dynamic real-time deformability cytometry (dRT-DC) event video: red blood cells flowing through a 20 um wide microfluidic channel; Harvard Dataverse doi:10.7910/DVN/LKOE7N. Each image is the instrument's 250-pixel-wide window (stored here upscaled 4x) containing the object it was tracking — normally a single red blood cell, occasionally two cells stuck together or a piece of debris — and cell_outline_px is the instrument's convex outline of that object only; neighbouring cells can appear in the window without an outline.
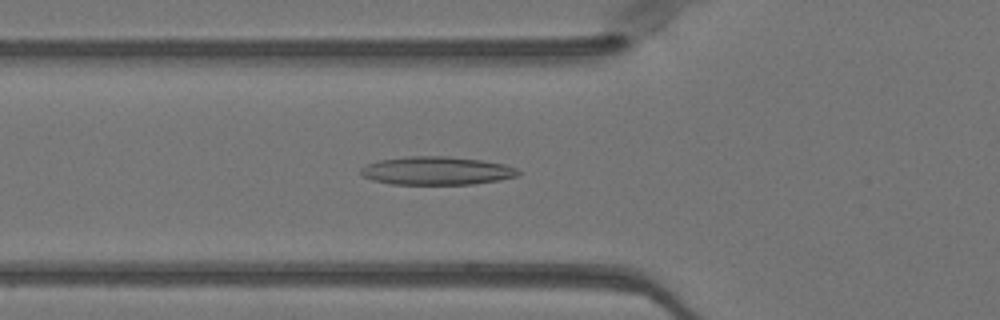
{"species": "Egyptian fruit bat (a non-hibernating species)", "species_latin": "Rousettus aegyptiacus", "temperature_condition": "warm", "stored_images_in_passage": 5, "camera_frame_rate_fps": 3000, "um_per_image_px": 0.085, "animal": {"sex": "female"}, "frame": {"image": 1, "passage_image": 2, "time_ms": 0.333, "image_size_px": [1000, 320], "cell_outline_px": [[520, 172], [516, 176], [500, 180], [472, 184], [392, 184], [372, 180], [364, 176], [360, 172], [360, 168], [364, 164], [380, 160], [408, 156], [448, 156], [480, 160], [504, 164], [516, 168]], "centroid_in_image_um": [37.08, 14.51], "position_along_channel_um": 88.7, "area_um2": 25.89}}
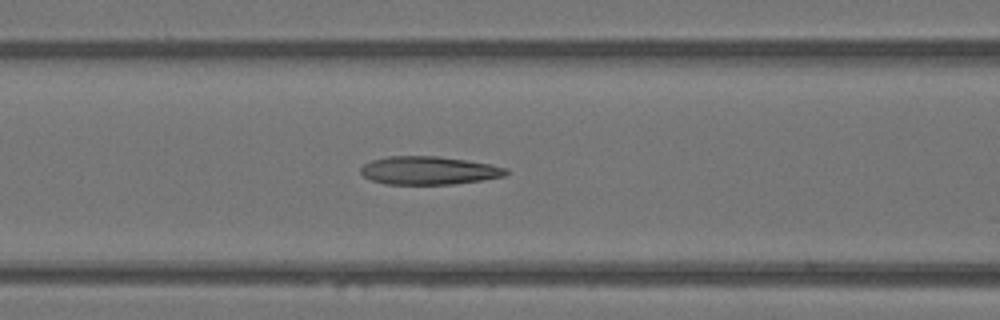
{"frame": {"image": 2, "passage_image": 5, "time_ms": 1.333, "image_size_px": [1000, 320], "cell_outline_px": [[508, 172], [504, 176], [480, 180], [452, 184], [384, 184], [372, 180], [364, 176], [360, 172], [360, 168], [364, 164], [372, 160], [388, 156], [436, 156], [492, 164], [508, 168]], "centroid_in_image_um": [36.44, 14.49], "position_along_channel_um": 130.2, "area_um2": 23.76}}